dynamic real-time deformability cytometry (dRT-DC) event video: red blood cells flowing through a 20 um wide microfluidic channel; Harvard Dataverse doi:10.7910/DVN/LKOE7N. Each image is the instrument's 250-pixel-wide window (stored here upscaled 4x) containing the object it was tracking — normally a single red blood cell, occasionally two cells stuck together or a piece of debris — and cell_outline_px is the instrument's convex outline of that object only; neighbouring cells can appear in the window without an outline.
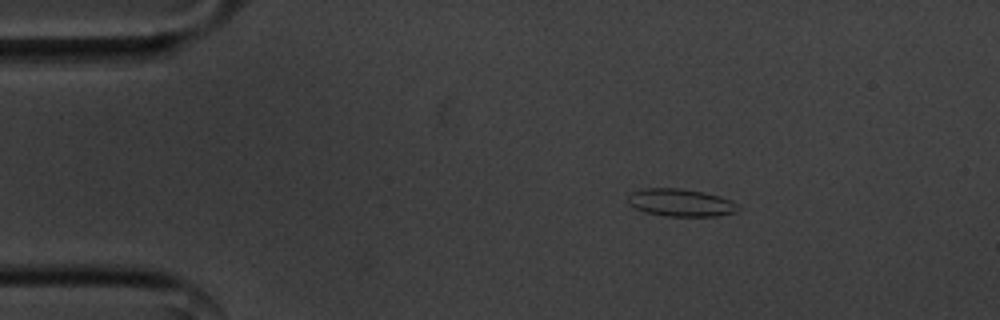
{"species": "common noctule bat (a hibernating species)", "species_latin": "Nyctalus noctula", "temperature_condition": "cold", "stored_images_in_passage": 47, "camera_frame_rate_fps": 3000, "um_per_image_px": 0.085, "animal": {"sex": "male", "body_mass_g": 20.1, "forearm_length_mm": 53.5}, "frame": {"image": 1, "passage_image": 1, "time_ms": 0.0, "image_size_px": [1000, 320], "cell_outline_px": [[740, 208], [736, 212], [716, 216], [668, 216], [644, 212], [628, 204], [628, 196], [632, 192], [644, 188], [680, 188], [704, 192], [720, 196], [732, 200]], "centroid_in_image_um": [57.86, 17.22], "position_along_channel_um": 27.1, "area_um2": 17.74}}
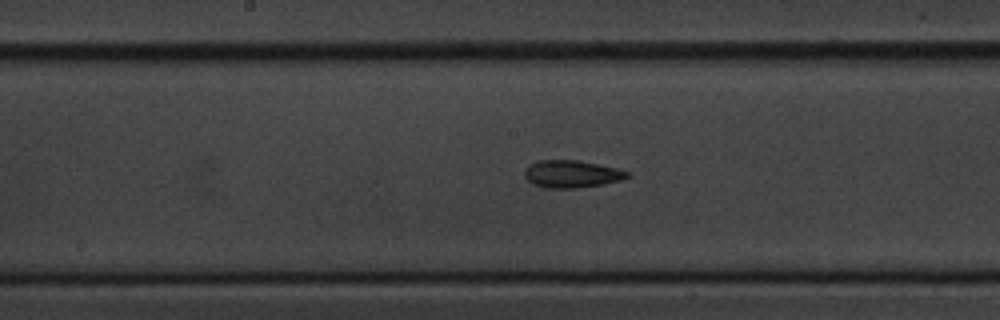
{"frame": {"image": 2, "passage_image": 20, "time_ms": 6.333, "image_size_px": [1000, 320], "cell_outline_px": [[632, 176], [620, 180], [604, 184], [576, 188], [544, 188], [532, 184], [524, 176], [524, 168], [528, 164], [536, 160], [580, 160], [616, 168], [628, 172]], "centroid_in_image_um": [48.55, 14.78], "position_along_channel_um": 199.7, "area_um2": 16.65}}
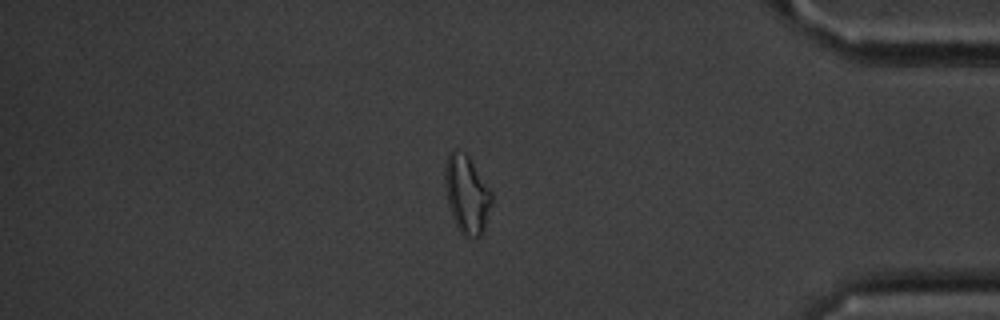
{"frame": {"image": 3, "passage_image": 39, "time_ms": 12.667, "image_size_px": [1000, 320], "cell_outline_px": [[492, 200], [484, 232], [480, 236], [464, 236], [460, 232], [452, 216], [448, 204], [444, 184], [444, 168], [448, 156], [452, 148], [456, 148], [464, 152], [468, 156], [492, 192]], "centroid_in_image_um": [39.66, 16.5], "position_along_channel_um": 395.5, "area_um2": 21.27}, "authors_computed_cell_mechanics": {"area_um2": 16.5886, "velocity_mm_per_s": 3.5865, "shape_relaxation_time_tau1_ms": 9.3382, "shape_relaxation_time_tau2_ms": 4.1229, "deformation_change_tau1": 0.1773, "deformation_change_tau2": 0.1114}}